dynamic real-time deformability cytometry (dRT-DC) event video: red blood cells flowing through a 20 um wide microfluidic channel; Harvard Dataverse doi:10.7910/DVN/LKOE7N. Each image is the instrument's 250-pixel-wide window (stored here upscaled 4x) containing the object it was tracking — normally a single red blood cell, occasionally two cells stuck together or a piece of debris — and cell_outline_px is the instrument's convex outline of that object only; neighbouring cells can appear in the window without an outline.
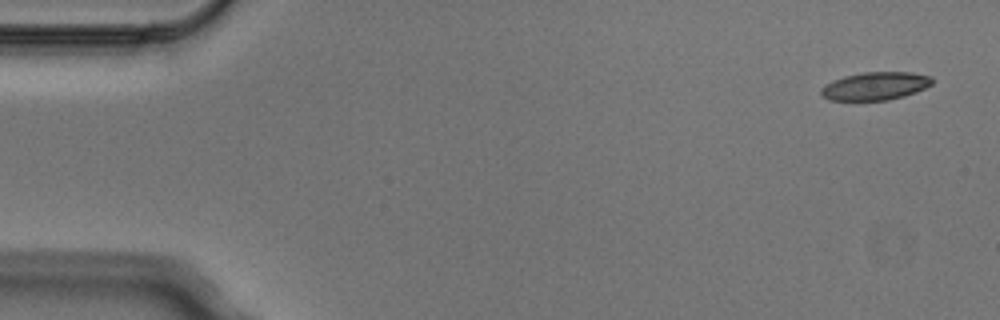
{"species": "Egyptian fruit bat (a non-hibernating species)", "species_latin": "Rousettus aegyptiacus", "temperature_condition": "cold", "stored_images_in_passage": 5, "camera_frame_rate_fps": 3000, "um_per_image_px": 0.085, "animal": {"sex": "male"}, "frame": {"image": 1, "passage_image": 1, "time_ms": 0.0, "image_size_px": [1000, 320], "cell_outline_px": [[932, 84], [916, 92], [904, 96], [888, 100], [828, 100], [820, 92], [820, 88], [824, 84], [832, 80], [844, 76], [864, 72], [912, 72], [932, 76]], "centroid_in_image_um": [74.39, 7.31], "position_along_channel_um": 10.6, "area_um2": 18.21}}
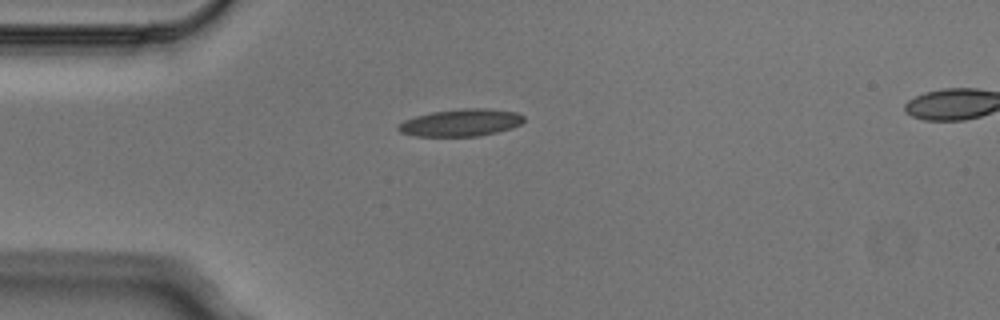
{"frame": {"image": 2, "passage_image": 4, "time_ms": 1.0, "image_size_px": [1000, 320], "cell_outline_px": [[524, 120], [520, 124], [512, 128], [480, 136], [416, 136], [400, 132], [396, 128], [404, 120], [416, 116], [432, 112], [464, 108], [484, 108], [516, 112], [524, 116]], "centroid_in_image_um": [39.18, 10.43], "position_along_channel_um": 45.8, "area_um2": 19.83}}